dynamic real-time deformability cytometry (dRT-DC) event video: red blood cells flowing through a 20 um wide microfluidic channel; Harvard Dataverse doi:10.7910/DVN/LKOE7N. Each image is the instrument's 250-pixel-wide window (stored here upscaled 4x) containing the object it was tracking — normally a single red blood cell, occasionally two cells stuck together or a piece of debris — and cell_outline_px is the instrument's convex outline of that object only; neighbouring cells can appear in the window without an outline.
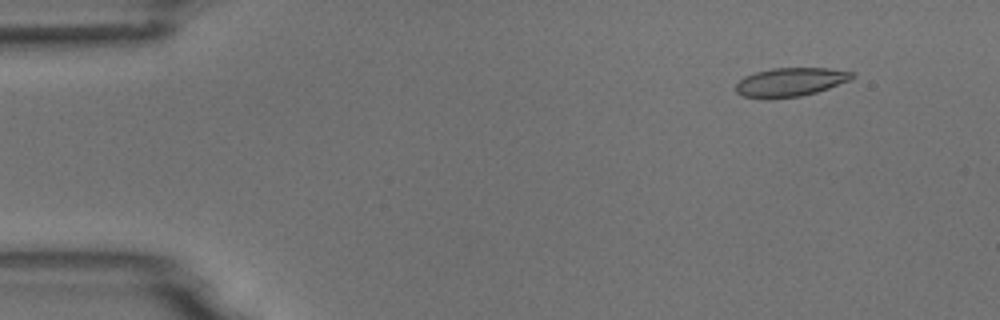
{"species": "common noctule bat (a hibernating species)", "species_latin": "Nyctalus noctula", "temperature_condition": "room temperature", "stored_images_in_passage": 5, "camera_frame_rate_fps": 3000, "um_per_image_px": 0.085, "animal": {"sex": "male", "body_mass_g": 18.8}, "frame": {"image": 1, "passage_image": 2, "time_ms": 0.333, "image_size_px": [1000, 320], "cell_outline_px": [[852, 76], [848, 80], [828, 88], [816, 92], [800, 96], [764, 100], [744, 96], [736, 92], [736, 84], [744, 76], [756, 72], [772, 68], [828, 68], [852, 72]], "centroid_in_image_um": [67.1, 6.99], "position_along_channel_um": 17.9, "area_um2": 19.36}}
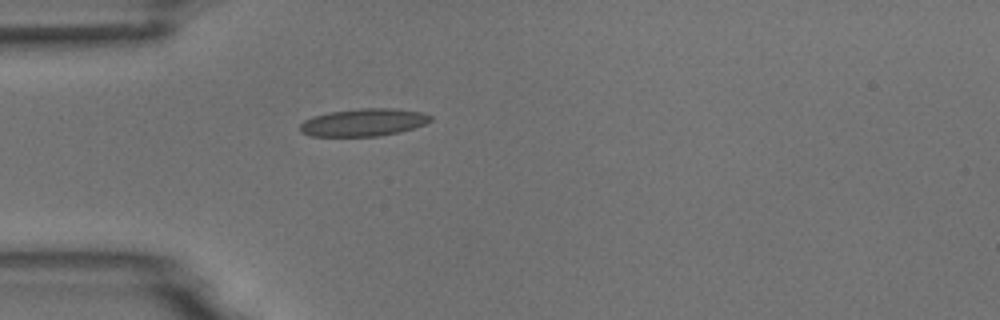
{"frame": {"image": 2, "passage_image": 5, "time_ms": 1.333, "image_size_px": [1000, 320], "cell_outline_px": [[432, 120], [424, 124], [400, 132], [380, 136], [312, 136], [300, 132], [300, 124], [304, 120], [312, 116], [328, 112], [360, 108], [396, 108], [424, 112], [432, 116]], "centroid_in_image_um": [30.91, 10.39], "position_along_channel_um": 54.1, "area_um2": 21.15}}